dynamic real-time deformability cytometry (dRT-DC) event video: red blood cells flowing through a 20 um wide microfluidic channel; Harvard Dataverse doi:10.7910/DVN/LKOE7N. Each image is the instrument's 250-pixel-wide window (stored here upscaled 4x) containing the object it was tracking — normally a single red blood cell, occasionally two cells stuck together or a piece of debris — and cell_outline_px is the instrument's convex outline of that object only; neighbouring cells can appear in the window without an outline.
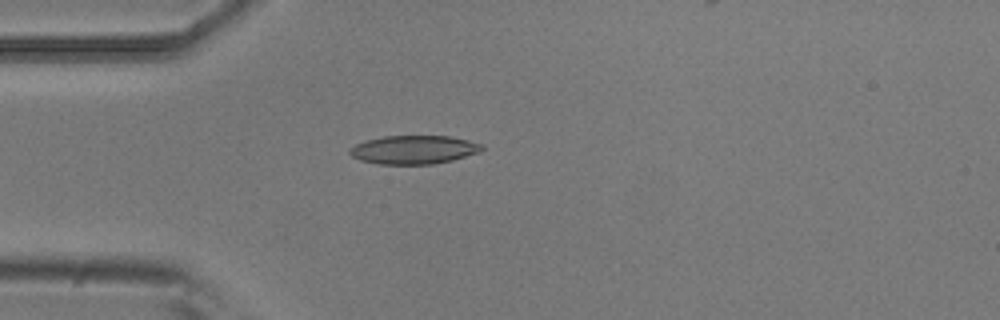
{"species": "common noctule bat (a hibernating species)", "species_latin": "Nyctalus noctula", "temperature_condition": "room temperature", "stored_images_in_passage": 2, "camera_frame_rate_fps": 3000, "um_per_image_px": 0.085, "animal": {"sex": "male", "body_mass_g": 20.5, "forearm_length_mm": 52.5}, "frame": {"image": 1, "passage_image": 2, "time_ms": 0.333, "image_size_px": [1000, 320], "cell_outline_px": [[484, 148], [480, 152], [452, 160], [432, 164], [380, 164], [360, 160], [352, 156], [348, 152], [356, 144], [368, 140], [384, 136], [448, 136], [468, 140], [484, 144]], "centroid_in_image_um": [35.21, 12.72], "position_along_channel_um": 49.8, "area_um2": 21.85}}